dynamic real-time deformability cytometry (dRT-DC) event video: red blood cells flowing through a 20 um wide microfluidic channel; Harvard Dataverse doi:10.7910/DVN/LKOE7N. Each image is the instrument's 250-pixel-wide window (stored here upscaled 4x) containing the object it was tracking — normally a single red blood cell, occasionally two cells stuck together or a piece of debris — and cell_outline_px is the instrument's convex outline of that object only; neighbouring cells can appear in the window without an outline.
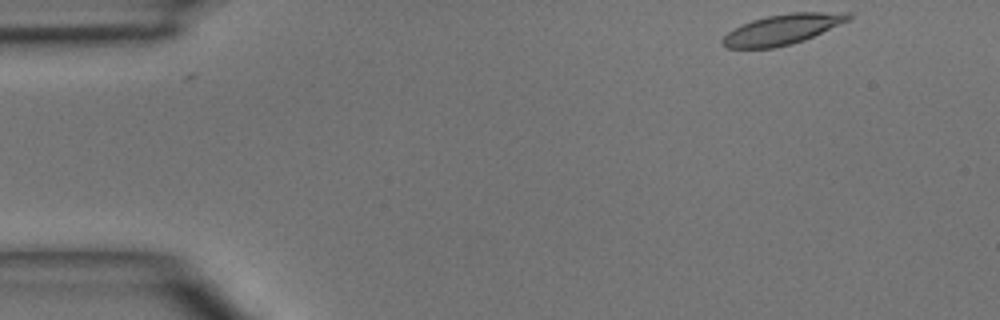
{"species": "common noctule bat (a hibernating species)", "species_latin": "Nyctalus noctula", "temperature_condition": "room temperature", "stored_images_in_passage": 4, "camera_frame_rate_fps": 3000, "um_per_image_px": 0.085, "animal": {"sex": "male", "body_mass_g": 15.6}, "frame": {"image": 1, "passage_image": 1, "time_ms": 0.0, "image_size_px": [1000, 320], "cell_outline_px": [[852, 20], [804, 40], [792, 44], [776, 48], [728, 48], [720, 44], [720, 40], [728, 32], [740, 24], [752, 20], [768, 16], [792, 12], [852, 12]], "centroid_in_image_um": [66.53, 2.49], "position_along_channel_um": 18.5, "area_um2": 22.54}}
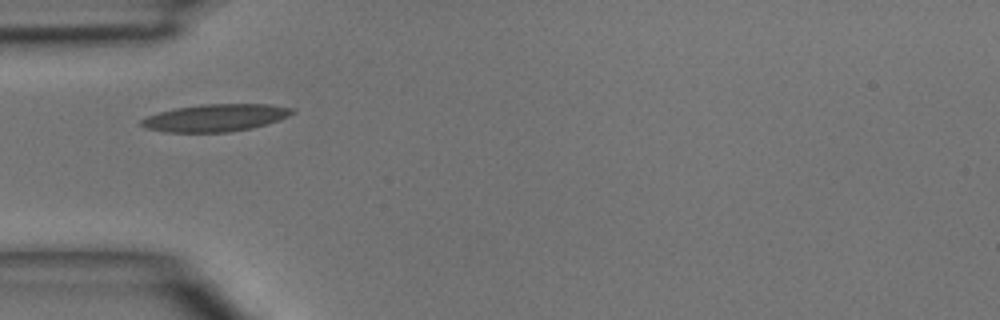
{"frame": {"image": 2, "passage_image": 4, "time_ms": 3.333, "image_size_px": [1000, 320], "cell_outline_px": [[296, 112], [288, 116], [252, 128], [228, 132], [164, 132], [144, 128], [140, 124], [140, 120], [148, 116], [160, 112], [176, 108], [200, 104], [268, 104], [292, 108]], "centroid_in_image_um": [18.28, 10.01], "position_along_channel_um": 66.7, "area_um2": 23.87}}